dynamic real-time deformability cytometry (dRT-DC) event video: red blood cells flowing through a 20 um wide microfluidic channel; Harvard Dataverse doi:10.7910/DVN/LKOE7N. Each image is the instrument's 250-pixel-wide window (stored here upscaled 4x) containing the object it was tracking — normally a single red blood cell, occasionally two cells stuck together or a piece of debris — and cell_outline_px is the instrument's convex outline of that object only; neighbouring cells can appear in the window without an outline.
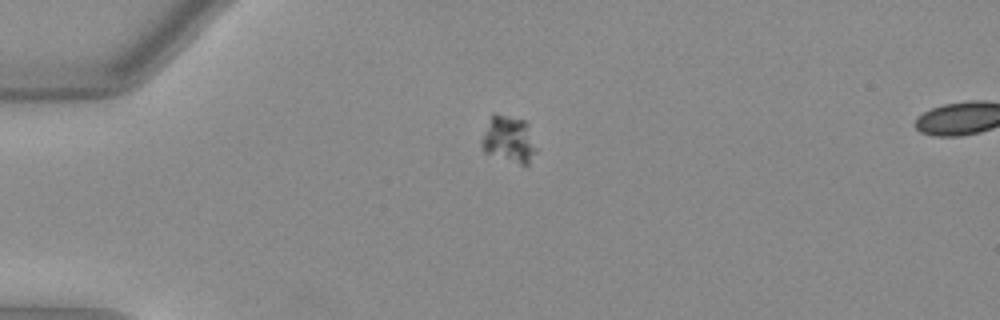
{"species": "Egyptian fruit bat (a non-hibernating species)", "species_latin": "Rousettus aegyptiacus", "temperature_condition": "warm", "stored_images_in_passage": 40, "camera_frame_rate_fps": 3000, "um_per_image_px": 0.085, "animal": {"sex": "female"}, "frame": {"image": 1, "passage_image": 1, "time_ms": 0.0, "image_size_px": [1000, 320], "cell_outline_px": [[536, 152], [528, 164], [520, 164], [484, 152], [480, 144], [480, 140], [492, 112], [496, 112], [524, 120], [528, 124], [536, 148]], "centroid_in_image_um": [43.22, 11.8], "position_along_channel_um": 41.8, "area_um2": 14.97}}
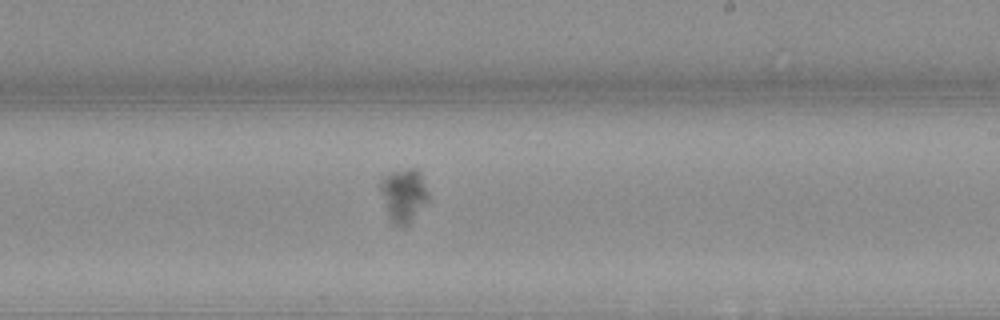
{"frame": {"image": 2, "passage_image": 20, "time_ms": 6.333, "image_size_px": [1000, 320], "cell_outline_px": [[428, 200], [404, 224], [392, 224], [380, 188], [380, 180], [388, 172], [408, 168], [416, 168], [420, 172], [428, 196]], "centroid_in_image_um": [34.28, 16.48], "position_along_channel_um": 254.7, "area_um2": 14.05}}
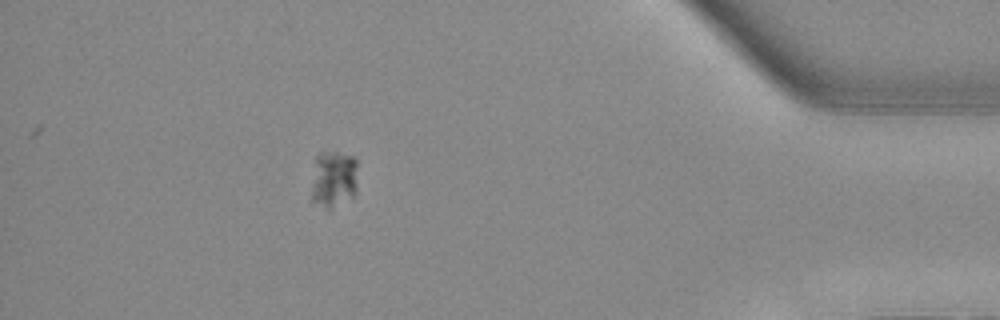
{"frame": {"image": 3, "passage_image": 35, "time_ms": 11.333, "image_size_px": [1000, 320], "cell_outline_px": [[356, 196], [328, 208], [312, 204], [308, 200], [316, 156], [320, 152], [336, 152], [352, 156], [356, 160]], "centroid_in_image_um": [28.3, 15.25], "position_along_channel_um": 406.9, "area_um2": 15.84}}